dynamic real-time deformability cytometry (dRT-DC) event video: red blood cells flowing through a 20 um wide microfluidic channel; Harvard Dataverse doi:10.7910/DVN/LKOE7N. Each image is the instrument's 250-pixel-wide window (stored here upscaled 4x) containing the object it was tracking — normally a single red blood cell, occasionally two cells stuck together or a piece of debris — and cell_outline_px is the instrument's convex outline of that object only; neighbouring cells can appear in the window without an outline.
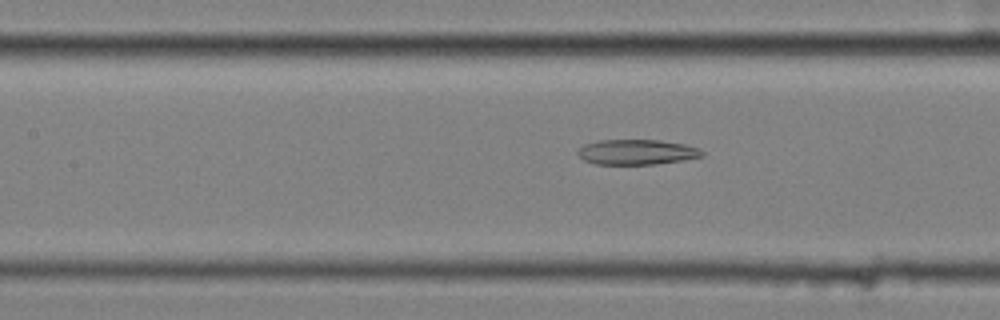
{"species": "common noctule bat (a hibernating species)", "species_latin": "Nyctalus noctula", "temperature_condition": "cold", "stored_images_in_passage": 28, "camera_frame_rate_fps": 3000, "um_per_image_px": 0.085, "animal": {"sex": "female", "body_mass_g": 25.1}, "frame": {"image": 1, "passage_image": 18, "time_ms": 5.667, "image_size_px": [1000, 320], "cell_outline_px": [[704, 156], [684, 160], [656, 164], [596, 164], [584, 160], [576, 152], [584, 144], [600, 140], [660, 140], [684, 144], [700, 148], [704, 152]], "centroid_in_image_um": [54.16, 12.92], "position_along_channel_um": 153.2, "area_um2": 18.26}}
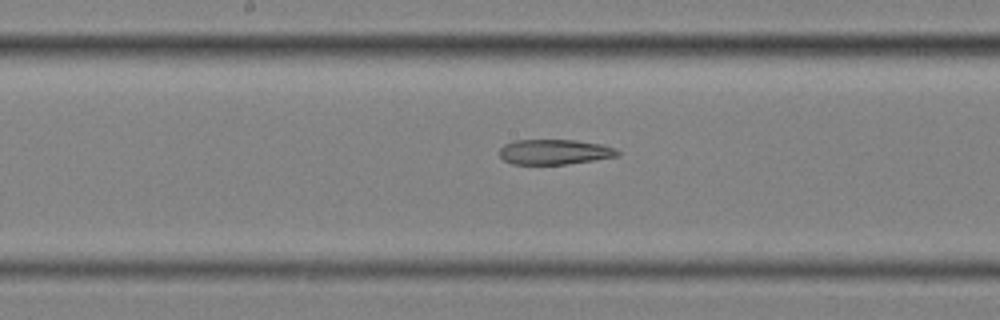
{"frame": {"image": 2, "passage_image": 22, "time_ms": 7.0, "image_size_px": [1000, 320], "cell_outline_px": [[620, 156], [564, 164], [512, 164], [504, 160], [500, 156], [500, 148], [504, 144], [516, 140], [576, 140], [600, 144], [612, 148], [620, 152]], "centroid_in_image_um": [47.11, 12.91], "position_along_channel_um": 201.1, "area_um2": 17.11}}
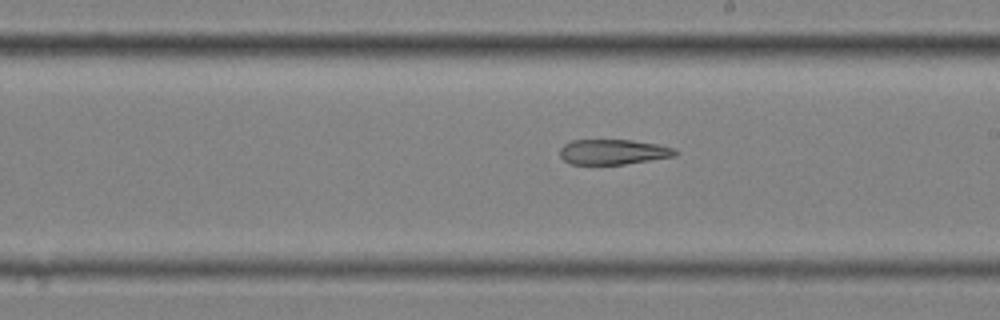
{"frame": {"image": 3, "passage_image": 25, "time_ms": 8.0, "image_size_px": [1000, 320], "cell_outline_px": [[680, 152], [676, 156], [624, 164], [572, 164], [564, 160], [560, 156], [560, 148], [564, 144], [572, 140], [632, 140], [656, 144], [672, 148]], "centroid_in_image_um": [52.12, 12.91], "position_along_channel_um": 236.9, "area_um2": 16.82}}